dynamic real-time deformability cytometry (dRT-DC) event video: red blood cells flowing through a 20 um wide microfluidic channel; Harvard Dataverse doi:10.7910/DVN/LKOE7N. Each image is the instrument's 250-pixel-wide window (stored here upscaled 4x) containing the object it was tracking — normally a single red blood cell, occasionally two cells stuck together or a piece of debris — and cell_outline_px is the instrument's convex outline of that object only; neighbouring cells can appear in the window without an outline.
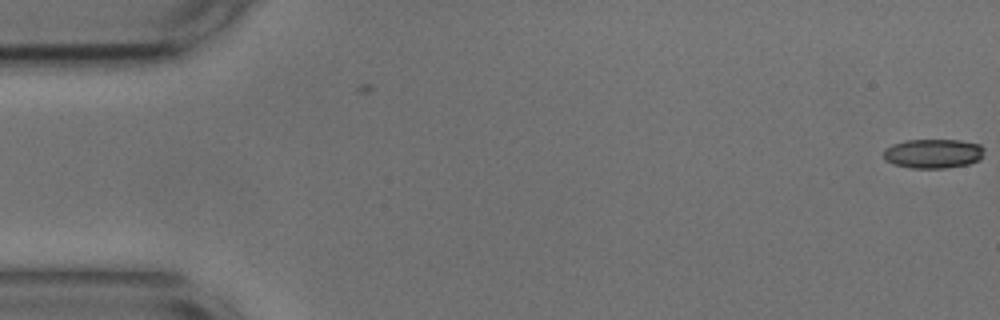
{"species": "common noctule bat (a hibernating species)", "species_latin": "Nyctalus noctula", "temperature_condition": "cold", "stored_images_in_passage": 4, "camera_frame_rate_fps": 3000, "um_per_image_px": 0.085, "animal": {"sex": "male", "body_mass_g": 17.9, "forearm_length_mm": 54.2}, "frame": {"image": 1, "passage_image": 4, "time_ms": 1.0, "image_size_px": [1000, 320], "cell_outline_px": [[984, 148], [980, 160], [968, 164], [944, 168], [912, 168], [892, 164], [884, 160], [884, 148], [892, 144], [904, 140], [960, 140], [980, 144]], "centroid_in_image_um": [79.29, 13.05], "position_along_channel_um": 5.7, "area_um2": 17.34}}